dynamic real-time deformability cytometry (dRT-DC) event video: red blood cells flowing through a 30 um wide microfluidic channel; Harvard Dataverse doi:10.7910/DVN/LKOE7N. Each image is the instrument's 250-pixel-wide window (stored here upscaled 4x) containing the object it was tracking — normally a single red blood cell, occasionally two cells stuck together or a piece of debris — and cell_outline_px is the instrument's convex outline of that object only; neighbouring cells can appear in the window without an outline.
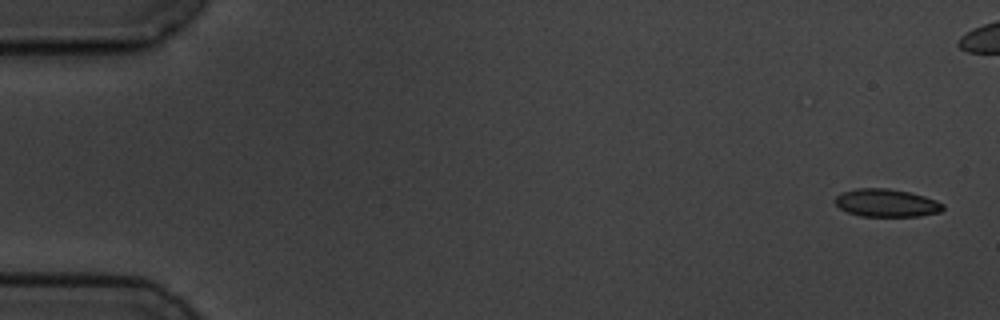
{"species": "common noctule bat (a hibernating species)", "species_latin": "Nyctalus noctula", "temperature_condition": "cold", "stored_images_in_passage": 6, "camera_frame_rate_fps": 3000, "um_per_image_px": 0.085, "animal": {"sex": "male", "body_mass_g": 19.5, "forearm_length_mm": 54.6}, "frame": {"image": 1, "passage_image": 1, "time_ms": 0.0, "image_size_px": [1000, 320], "cell_outline_px": [[944, 208], [940, 212], [920, 216], [860, 216], [848, 212], [840, 208], [832, 200], [840, 192], [856, 188], [888, 188], [908, 192], [924, 196], [936, 200], [944, 204]], "centroid_in_image_um": [75.32, 17.24], "position_along_channel_um": 9.7, "area_um2": 17.63}}